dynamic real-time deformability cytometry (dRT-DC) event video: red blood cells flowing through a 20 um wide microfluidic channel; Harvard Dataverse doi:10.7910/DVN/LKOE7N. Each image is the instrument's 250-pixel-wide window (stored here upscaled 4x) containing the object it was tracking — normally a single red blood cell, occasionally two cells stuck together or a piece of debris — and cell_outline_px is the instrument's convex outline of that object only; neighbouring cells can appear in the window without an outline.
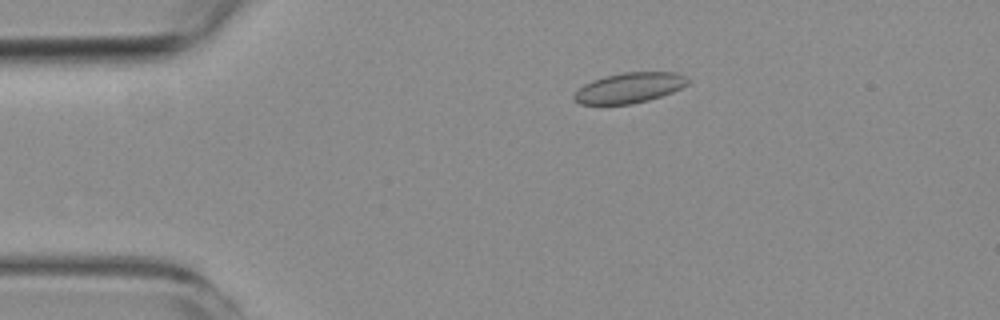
{"species": "common noctule bat (a hibernating species)", "species_latin": "Nyctalus noctula", "temperature_condition": "room temperature", "stored_images_in_passage": 2, "camera_frame_rate_fps": 3000, "um_per_image_px": 0.085, "animal": {"sex": "female", "body_mass_g": 19.3, "forearm_length_mm": 54.1}, "frame": {"image": 1, "passage_image": 2, "time_ms": 1.667, "image_size_px": [1000, 320], "cell_outline_px": [[692, 80], [688, 84], [672, 92], [648, 100], [632, 104], [580, 104], [572, 100], [572, 96], [584, 84], [592, 80], [604, 76], [624, 72], [676, 72]], "centroid_in_image_um": [53.49, 7.46], "position_along_channel_um": 31.5, "area_um2": 20.11}}